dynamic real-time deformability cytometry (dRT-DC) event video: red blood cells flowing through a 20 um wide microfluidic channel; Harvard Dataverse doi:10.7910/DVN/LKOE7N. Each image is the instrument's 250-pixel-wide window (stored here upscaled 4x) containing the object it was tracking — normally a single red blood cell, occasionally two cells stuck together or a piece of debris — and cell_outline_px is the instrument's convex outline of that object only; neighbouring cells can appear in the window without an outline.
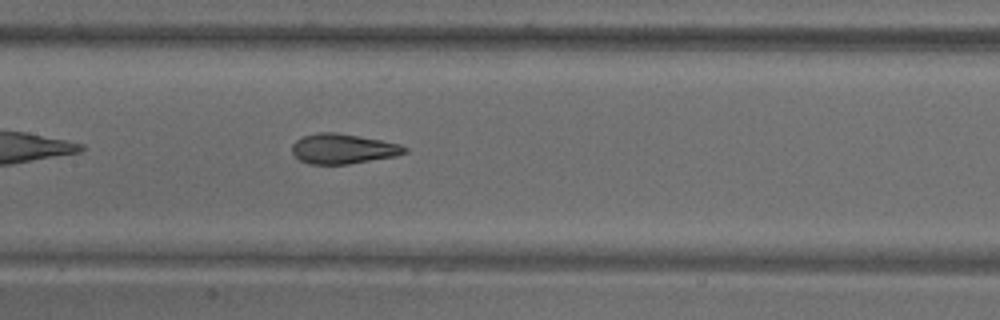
{"species": "common noctule bat (a hibernating species)", "species_latin": "Nyctalus noctula", "temperature_condition": "warm", "stored_images_in_passage": 50, "camera_frame_rate_fps": 3000, "um_per_image_px": 0.085, "animal": {"sex": "male", "body_mass_g": 18.8}, "frame": {"image": 1, "passage_image": 15, "time_ms": 4.667, "image_size_px": [1000, 320], "cell_outline_px": [[408, 152], [396, 156], [348, 164], [308, 164], [300, 160], [292, 152], [292, 144], [300, 136], [316, 132], [336, 132], [380, 140], [400, 144], [408, 148]], "centroid_in_image_um": [29.14, 12.64], "position_along_channel_um": 178.3, "area_um2": 19.77}}